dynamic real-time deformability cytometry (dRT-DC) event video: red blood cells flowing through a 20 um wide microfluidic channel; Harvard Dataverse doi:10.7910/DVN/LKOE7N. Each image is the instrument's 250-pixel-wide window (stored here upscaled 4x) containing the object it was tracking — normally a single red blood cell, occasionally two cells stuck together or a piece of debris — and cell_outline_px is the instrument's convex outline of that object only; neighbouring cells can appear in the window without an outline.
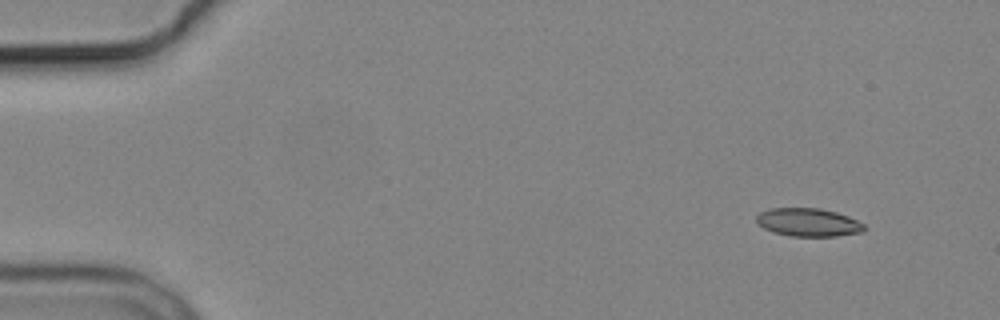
{"species": "common noctule bat (a hibernating species)", "species_latin": "Nyctalus noctula", "temperature_condition": "cold", "stored_images_in_passage": 6, "camera_frame_rate_fps": 3000, "um_per_image_px": 0.085, "animal": {"sex": "male", "body_mass_g": 19.2, "forearm_length_mm": 51.8}, "frame": {"image": 1, "passage_image": 1, "time_ms": 0.0, "image_size_px": [1000, 320], "cell_outline_px": [[864, 228], [860, 232], [836, 236], [788, 236], [772, 232], [756, 224], [756, 216], [760, 212], [768, 208], [820, 208], [836, 212], [848, 216], [864, 224]], "centroid_in_image_um": [68.64, 18.89], "position_along_channel_um": 16.4, "area_um2": 17.74}}
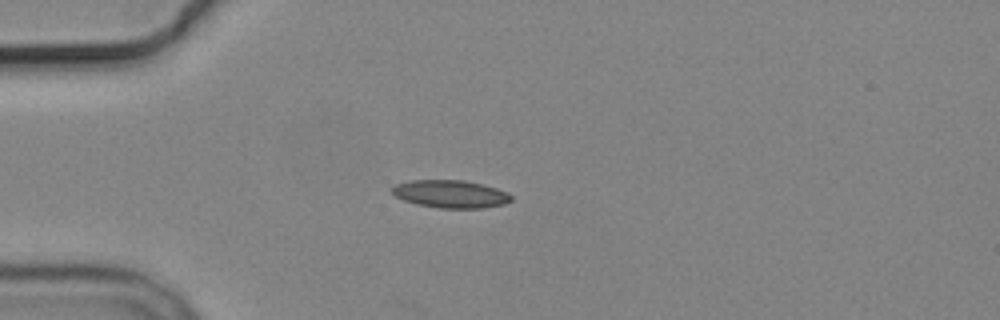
{"frame": {"image": 2, "passage_image": 4, "time_ms": 3.333, "image_size_px": [1000, 320], "cell_outline_px": [[512, 200], [504, 204], [484, 208], [440, 208], [416, 204], [404, 200], [396, 196], [388, 188], [396, 184], [408, 180], [464, 180], [496, 188], [508, 192], [512, 196]], "centroid_in_image_um": [38.28, 16.49], "position_along_channel_um": 46.7, "area_um2": 19.36}}